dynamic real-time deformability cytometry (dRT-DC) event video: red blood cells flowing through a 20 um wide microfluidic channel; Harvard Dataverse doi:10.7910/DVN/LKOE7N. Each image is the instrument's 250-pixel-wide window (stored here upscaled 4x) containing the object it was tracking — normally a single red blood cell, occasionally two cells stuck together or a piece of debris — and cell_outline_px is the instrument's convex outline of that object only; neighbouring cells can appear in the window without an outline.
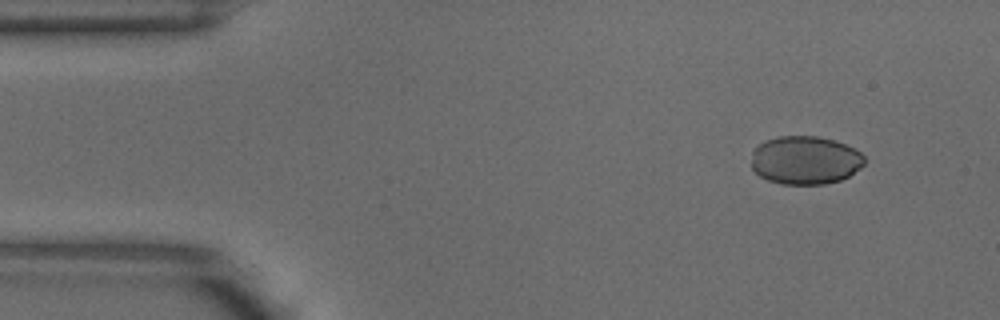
{"species": "common noctule bat (a hibernating species)", "species_latin": "Nyctalus noctula", "temperature_condition": "warm", "stored_images_in_passage": 4, "camera_frame_rate_fps": 3000, "um_per_image_px": 0.085, "animal": {"sex": "male", "body_mass_g": 18.8}, "frame": {"image": 1, "passage_image": 1, "time_ms": 0.0, "image_size_px": [1000, 320], "cell_outline_px": [[864, 164], [860, 168], [848, 176], [840, 180], [824, 184], [780, 184], [768, 180], [760, 176], [752, 168], [752, 152], [764, 140], [780, 136], [816, 136], [832, 140], [856, 148], [864, 156]], "centroid_in_image_um": [68.44, 13.62], "position_along_channel_um": 16.6, "area_um2": 31.85}}